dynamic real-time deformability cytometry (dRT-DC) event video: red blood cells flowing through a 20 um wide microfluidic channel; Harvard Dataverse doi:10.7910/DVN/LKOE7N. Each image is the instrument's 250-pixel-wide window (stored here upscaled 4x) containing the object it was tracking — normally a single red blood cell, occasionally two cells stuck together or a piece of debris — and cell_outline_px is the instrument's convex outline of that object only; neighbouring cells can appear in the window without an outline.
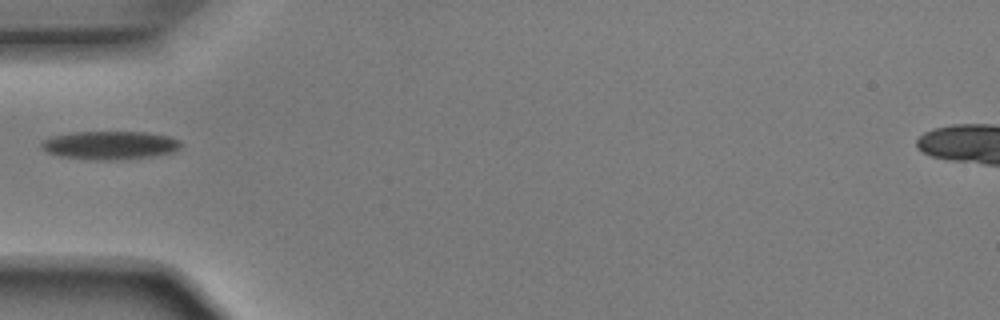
{"species": "Egyptian fruit bat (a non-hibernating species)", "species_latin": "Rousettus aegyptiacus", "temperature_condition": "room temperature", "stored_images_in_passage": 4, "camera_frame_rate_fps": 3000, "um_per_image_px": 0.085, "animal": {"sex": "male"}, "frame": {"image": 1, "passage_image": 1, "time_ms": 0.0, "image_size_px": [1000, 320], "cell_outline_px": [[184, 144], [176, 152], [152, 156], [116, 160], [96, 160], [60, 156], [48, 152], [40, 148], [40, 144], [48, 136], [72, 132], [144, 132], [168, 136], [180, 140]], "centroid_in_image_um": [9.36, 12.34], "position_along_channel_um": 75.6, "area_um2": 23.29}}